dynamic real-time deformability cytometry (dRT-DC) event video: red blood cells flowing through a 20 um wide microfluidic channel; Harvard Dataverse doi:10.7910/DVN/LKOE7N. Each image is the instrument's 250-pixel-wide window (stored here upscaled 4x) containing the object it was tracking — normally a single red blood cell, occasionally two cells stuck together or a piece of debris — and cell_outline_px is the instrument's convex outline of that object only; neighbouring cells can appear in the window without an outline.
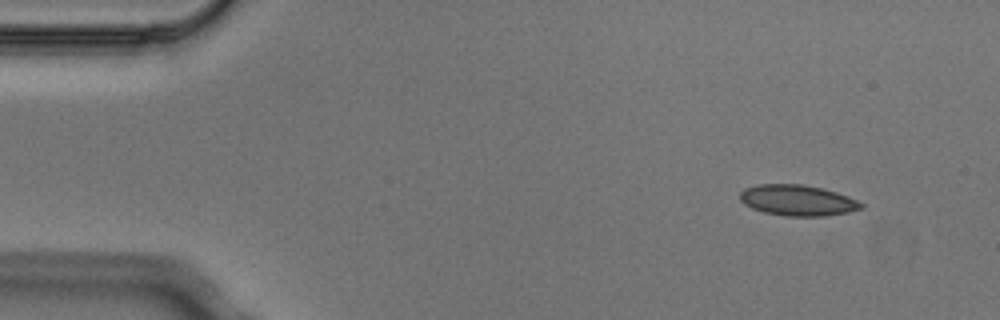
{"species": "Egyptian fruit bat (a non-hibernating species)", "species_latin": "Rousettus aegyptiacus", "temperature_condition": "cold", "stored_images_in_passage": 4, "camera_frame_rate_fps": 3000, "um_per_image_px": 0.085, "animal": {"sex": "male"}, "frame": {"image": 1, "passage_image": 1, "time_ms": 0.0, "image_size_px": [1000, 320], "cell_outline_px": [[864, 208], [848, 212], [824, 216], [784, 216], [764, 212], [752, 208], [744, 204], [740, 200], [740, 192], [744, 188], [756, 184], [800, 184], [820, 188], [836, 192], [848, 196], [864, 204]], "centroid_in_image_um": [67.77, 17.03], "position_along_channel_um": 17.2, "area_um2": 21.79}}
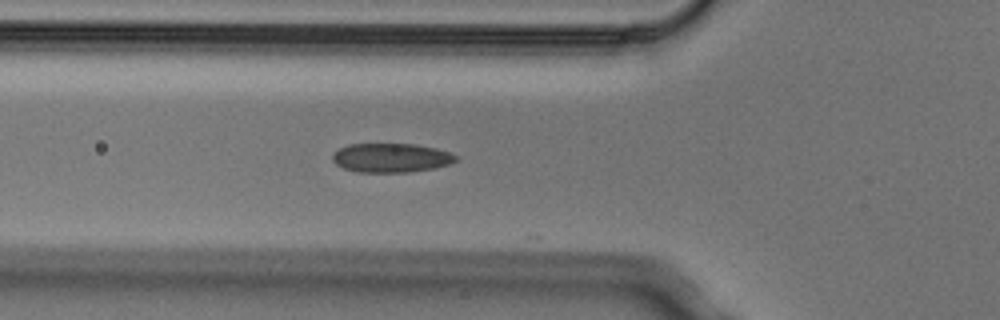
{"frame": {"image": 2, "passage_image": 4, "time_ms": 1.0, "image_size_px": [1000, 320], "cell_outline_px": [[456, 160], [452, 164], [436, 168], [408, 172], [356, 172], [344, 168], [336, 164], [332, 160], [332, 152], [348, 144], [416, 144], [436, 148], [448, 152], [456, 156]], "centroid_in_image_um": [33.23, 13.41], "position_along_channel_um": 92.6, "area_um2": 21.04}}